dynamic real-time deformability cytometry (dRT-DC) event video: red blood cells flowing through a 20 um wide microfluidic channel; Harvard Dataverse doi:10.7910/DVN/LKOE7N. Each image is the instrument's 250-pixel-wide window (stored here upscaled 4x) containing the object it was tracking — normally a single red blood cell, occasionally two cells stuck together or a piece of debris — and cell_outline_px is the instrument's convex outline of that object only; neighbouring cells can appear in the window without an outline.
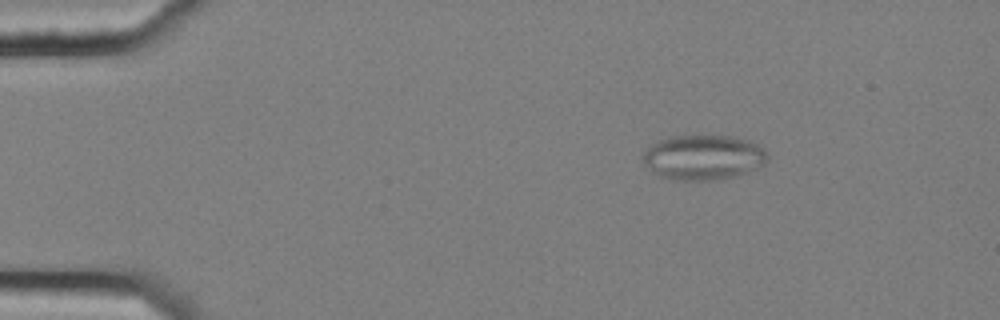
{"species": "common noctule bat (a hibernating species)", "species_latin": "Nyctalus noctula", "temperature_condition": "cold", "stored_images_in_passage": 9, "camera_frame_rate_fps": 3000, "um_per_image_px": 0.085, "animal": {"sex": "female", "body_mass_g": 25.1}, "frame": {"image": 1, "passage_image": 3, "time_ms": 0.667, "image_size_px": [1000, 320], "cell_outline_px": [[768, 160], [764, 164], [748, 172], [736, 176], [712, 180], [672, 180], [660, 176], [640, 156], [652, 144], [668, 136], [732, 136], [748, 140], [764, 148], [768, 156]], "centroid_in_image_um": [59.82, 13.37], "position_along_channel_um": 25.2, "area_um2": 32.43}}